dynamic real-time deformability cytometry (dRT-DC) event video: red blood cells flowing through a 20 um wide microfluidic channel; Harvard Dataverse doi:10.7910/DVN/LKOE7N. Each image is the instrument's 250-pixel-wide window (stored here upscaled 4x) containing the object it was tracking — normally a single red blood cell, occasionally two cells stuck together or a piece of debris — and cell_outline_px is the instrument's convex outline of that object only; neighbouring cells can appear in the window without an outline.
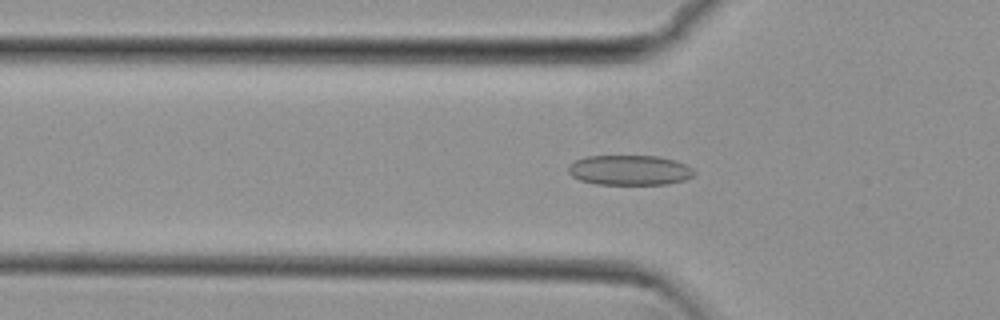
{"species": "common noctule bat (a hibernating species)", "species_latin": "Nyctalus noctula", "temperature_condition": "cold", "stored_images_in_passage": 53, "camera_frame_rate_fps": 3000, "um_per_image_px": 0.085, "animal": {"sex": "female", "body_mass_g": 29.2, "forearm_length_mm": 56.3}, "frame": {"image": 1, "passage_image": 17, "time_ms": 5.333, "image_size_px": [1000, 320], "cell_outline_px": [[696, 172], [692, 176], [684, 180], [668, 184], [596, 184], [580, 180], [572, 176], [568, 172], [568, 164], [576, 160], [588, 156], [660, 156], [676, 160], [692, 168]], "centroid_in_image_um": [53.51, 14.46], "position_along_channel_um": 72.3, "area_um2": 22.08}}
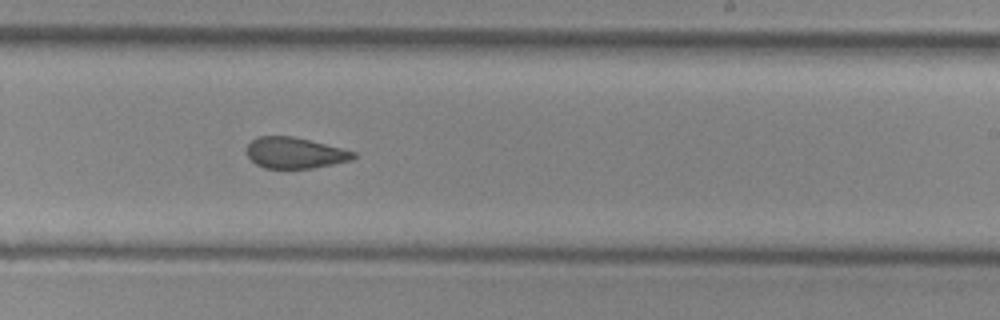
{"frame": {"image": 2, "passage_image": 32, "time_ms": 10.333, "image_size_px": [1000, 320], "cell_outline_px": [[356, 156], [352, 160], [312, 168], [264, 168], [256, 164], [248, 156], [248, 144], [252, 140], [260, 136], [292, 136], [356, 152]], "centroid_in_image_um": [25.06, 13.0], "position_along_channel_um": 263.9, "area_um2": 18.96}}
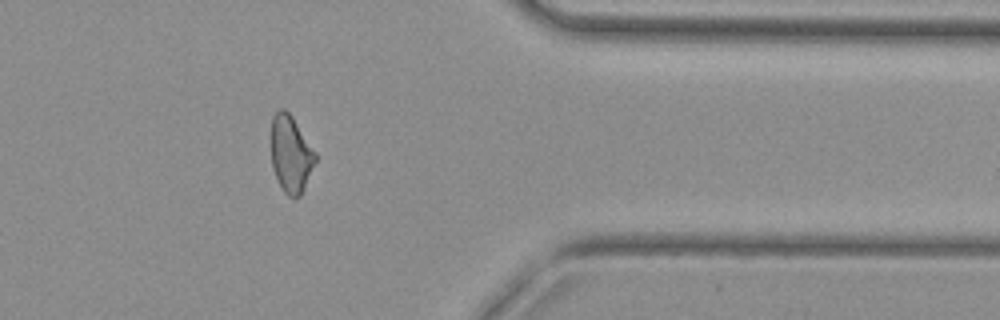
{"frame": {"image": 3, "passage_image": 43, "time_ms": 14.0, "image_size_px": [1000, 320], "cell_outline_px": [[316, 160], [300, 196], [288, 196], [284, 192], [276, 180], [272, 168], [272, 116], [280, 108], [284, 108], [292, 116], [316, 152]], "centroid_in_image_um": [24.71, 13.08], "position_along_channel_um": 386.7, "area_um2": 19.65}, "authors_computed_cell_mechanics": {"area_um2": 20.9236, "velocity_mm_per_s": 3.8288, "shape_relaxation_time_tau1_ms": null, "shape_relaxation_time_tau2_ms": 2.0764, "deformation_change_tau1": null, "deformation_change_tau2": 0.0974}}